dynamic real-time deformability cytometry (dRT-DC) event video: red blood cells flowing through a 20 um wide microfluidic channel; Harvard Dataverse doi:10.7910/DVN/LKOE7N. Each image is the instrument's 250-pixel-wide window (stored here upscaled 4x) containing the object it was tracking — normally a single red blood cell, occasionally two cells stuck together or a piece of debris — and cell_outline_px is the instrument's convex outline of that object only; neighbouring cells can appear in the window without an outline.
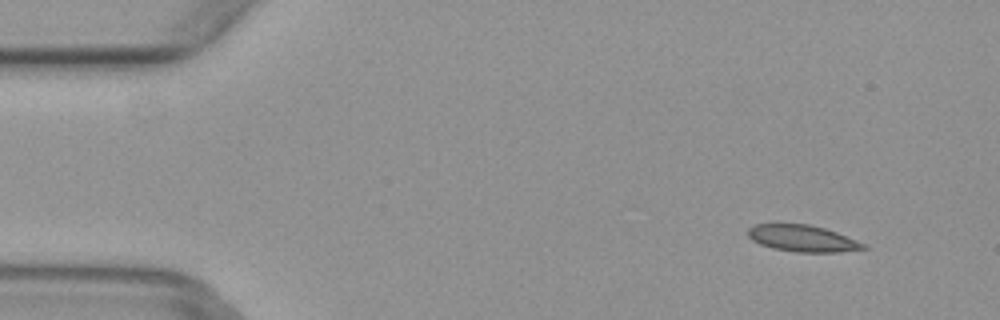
{"species": "common noctule bat (a hibernating species)", "species_latin": "Nyctalus noctula", "temperature_condition": "warm", "stored_images_in_passage": 6, "camera_frame_rate_fps": 3000, "um_per_image_px": 0.085, "animal": {"sex": "female", "body_mass_g": 29.2, "forearm_length_mm": 56.3}, "frame": {"image": 1, "passage_image": 2, "time_ms": 0.333, "image_size_px": [1000, 320], "cell_outline_px": [[868, 248], [840, 252], [796, 252], [772, 248], [760, 244], [752, 240], [748, 236], [748, 228], [756, 224], [808, 224], [824, 228], [836, 232], [856, 240], [864, 244]], "centroid_in_image_um": [68.19, 20.27], "position_along_channel_um": 16.8, "area_um2": 17.74}}
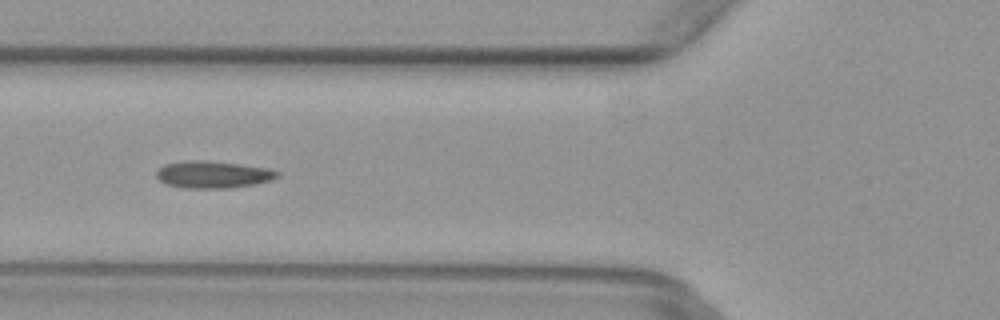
{"frame": {"image": 2, "passage_image": 6, "time_ms": 1.667, "image_size_px": [1000, 320], "cell_outline_px": [[280, 176], [272, 180], [256, 184], [228, 188], [184, 188], [164, 184], [156, 176], [156, 172], [164, 164], [184, 160], [208, 160], [240, 164], [268, 168], [280, 172]], "centroid_in_image_um": [18.11, 14.83], "position_along_channel_um": 107.7, "area_um2": 19.36}}